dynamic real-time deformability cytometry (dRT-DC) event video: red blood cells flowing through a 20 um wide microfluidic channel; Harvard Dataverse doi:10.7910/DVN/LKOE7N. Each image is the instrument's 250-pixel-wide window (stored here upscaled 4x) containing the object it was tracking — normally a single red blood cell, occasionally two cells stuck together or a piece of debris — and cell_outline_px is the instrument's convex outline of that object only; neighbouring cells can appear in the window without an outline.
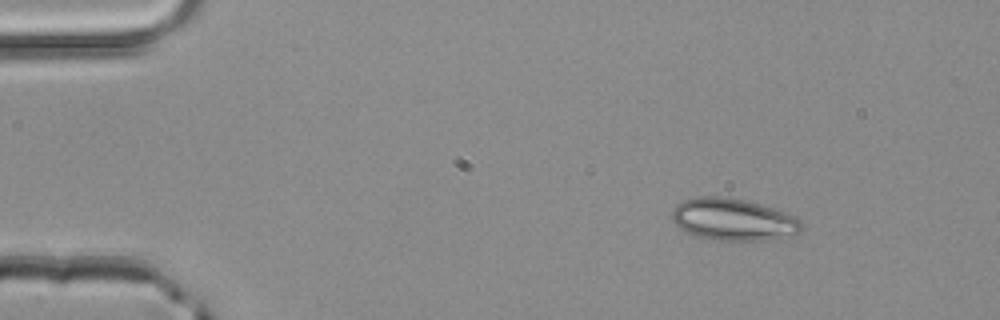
{"species": "common noctule bat (a hibernating species)", "species_latin": "Nyctalus noctula", "temperature_condition": "room temperature", "stored_images_in_passage": 3, "camera_frame_rate_fps": 3000, "um_per_image_px": 0.085, "animal": {"sex": "male", "body_mass_g": 20.4}, "frame": {"image": 1, "passage_image": 1, "time_ms": 0.0, "image_size_px": [1000, 320], "cell_outline_px": [[804, 228], [800, 232], [764, 240], [720, 240], [692, 236], [684, 232], [672, 220], [672, 208], [676, 204], [684, 200], [704, 196], [720, 196], [748, 200], [796, 216], [800, 220]], "centroid_in_image_um": [62.29, 18.65], "position_along_channel_um": 22.7, "area_um2": 31.73}}